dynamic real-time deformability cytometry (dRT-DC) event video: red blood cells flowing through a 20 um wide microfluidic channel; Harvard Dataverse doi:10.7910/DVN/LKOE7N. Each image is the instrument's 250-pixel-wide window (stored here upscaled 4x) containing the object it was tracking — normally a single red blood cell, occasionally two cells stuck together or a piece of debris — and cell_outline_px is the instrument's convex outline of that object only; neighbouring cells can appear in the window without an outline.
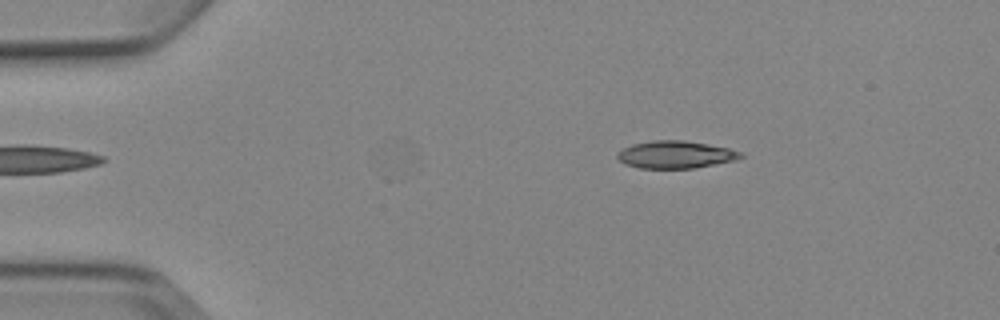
{"species": "Egyptian fruit bat (a non-hibernating species)", "species_latin": "Rousettus aegyptiacus", "temperature_condition": "cold", "stored_images_in_passage": 2, "camera_frame_rate_fps": 3000, "um_per_image_px": 0.085, "animal": {"sex": "female"}, "frame": {"image": 1, "passage_image": 2, "time_ms": 1.0, "image_size_px": [1000, 320], "cell_outline_px": [[744, 156], [736, 160], [692, 168], [640, 168], [624, 164], [616, 156], [616, 152], [632, 144], [652, 140], [684, 140], [708, 144], [728, 148], [744, 152]], "centroid_in_image_um": [57.42, 13.13], "position_along_channel_um": 27.6, "area_um2": 19.77}}